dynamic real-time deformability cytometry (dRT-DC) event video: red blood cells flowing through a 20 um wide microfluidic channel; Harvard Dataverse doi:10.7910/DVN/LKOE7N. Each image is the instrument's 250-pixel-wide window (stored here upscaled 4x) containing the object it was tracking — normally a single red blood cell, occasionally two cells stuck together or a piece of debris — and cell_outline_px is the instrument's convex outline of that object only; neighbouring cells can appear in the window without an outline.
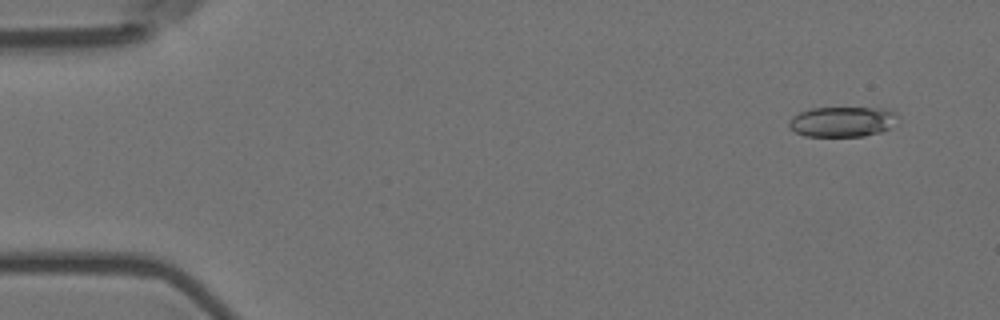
{"species": "Egyptian fruit bat (a non-hibernating species)", "species_latin": "Rousettus aegyptiacus", "temperature_condition": "room temperature", "stored_images_in_passage": 7, "camera_frame_rate_fps": 3000, "um_per_image_px": 0.085, "animal": {"sex": "female"}, "frame": {"image": 1, "passage_image": 2, "time_ms": 0.333, "image_size_px": [1000, 320], "cell_outline_px": [[900, 120], [888, 128], [880, 132], [864, 136], [804, 136], [788, 128], [788, 120], [792, 116], [800, 112], [812, 108], [888, 108], [896, 112], [900, 116]], "centroid_in_image_um": [71.63, 10.33], "position_along_channel_um": 13.4, "area_um2": 19.48}}
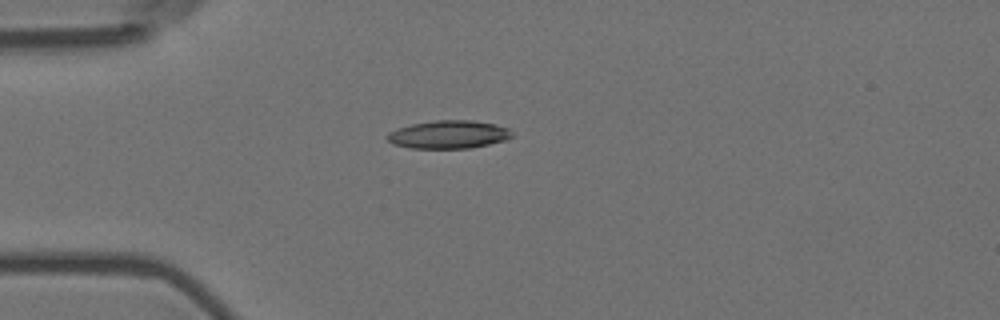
{"frame": {"image": 2, "passage_image": 5, "time_ms": 1.333, "image_size_px": [1000, 320], "cell_outline_px": [[512, 136], [504, 140], [488, 144], [468, 148], [408, 148], [392, 144], [388, 140], [388, 132], [396, 128], [412, 124], [436, 120], [472, 120], [492, 124], [508, 128], [512, 132]], "centroid_in_image_um": [38.09, 11.43], "position_along_channel_um": 46.9, "area_um2": 20.23}}
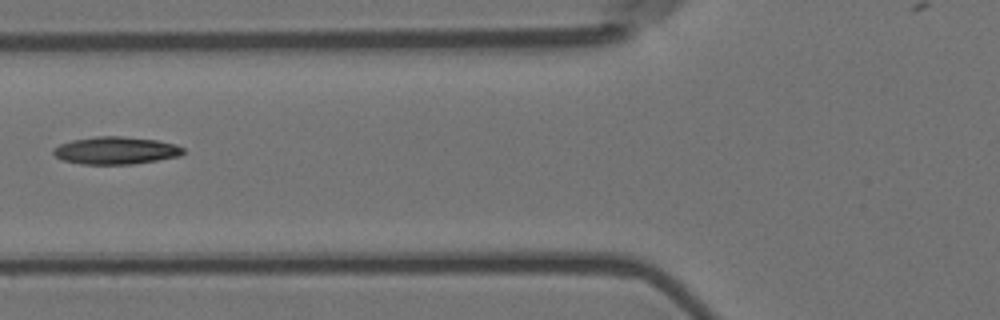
{"frame": {"image": 3, "passage_image": 7, "time_ms": 2.0, "image_size_px": [1000, 320], "cell_outline_px": [[184, 152], [180, 156], [132, 164], [80, 164], [64, 160], [56, 156], [52, 152], [52, 148], [60, 144], [72, 140], [96, 136], [120, 136], [156, 140], [176, 144], [184, 148]], "centroid_in_image_um": [9.83, 12.79], "position_along_channel_um": 116.0, "area_um2": 20.75}}